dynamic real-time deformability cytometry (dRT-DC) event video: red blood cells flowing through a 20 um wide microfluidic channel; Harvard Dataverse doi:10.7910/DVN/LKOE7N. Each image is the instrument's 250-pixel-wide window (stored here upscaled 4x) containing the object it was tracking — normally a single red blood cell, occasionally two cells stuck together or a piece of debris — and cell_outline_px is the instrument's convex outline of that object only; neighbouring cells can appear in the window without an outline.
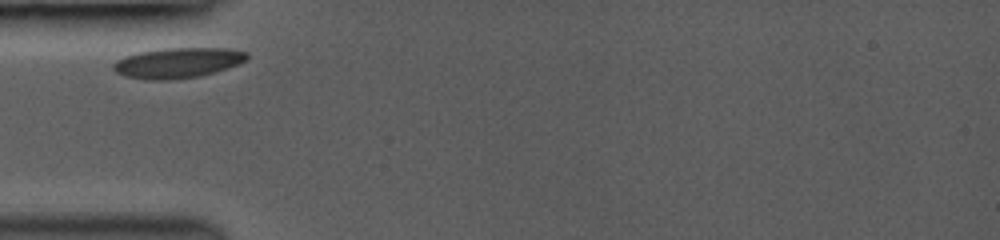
{"species": "common noctule bat (a hibernating species)", "species_latin": "Nyctalus noctula", "temperature_condition": "room temperature", "stored_images_in_passage": 2, "camera_frame_rate_fps": 3000, "um_per_image_px": 0.085, "animal": {"sex": "female", "body_mass_g": 19.0, "forearm_length_mm": 53.3}, "frame": {"image": 1, "passage_image": 1, "time_ms": 0.0, "image_size_px": [1000, 240], "cell_outline_px": [[248, 56], [240, 64], [216, 72], [200, 76], [168, 80], [148, 80], [124, 76], [116, 72], [112, 68], [112, 64], [116, 60], [124, 56], [140, 52], [164, 48], [224, 48], [248, 52]], "centroid_in_image_um": [15.09, 5.34], "position_along_channel_um": 69.9, "area_um2": 23.7}}